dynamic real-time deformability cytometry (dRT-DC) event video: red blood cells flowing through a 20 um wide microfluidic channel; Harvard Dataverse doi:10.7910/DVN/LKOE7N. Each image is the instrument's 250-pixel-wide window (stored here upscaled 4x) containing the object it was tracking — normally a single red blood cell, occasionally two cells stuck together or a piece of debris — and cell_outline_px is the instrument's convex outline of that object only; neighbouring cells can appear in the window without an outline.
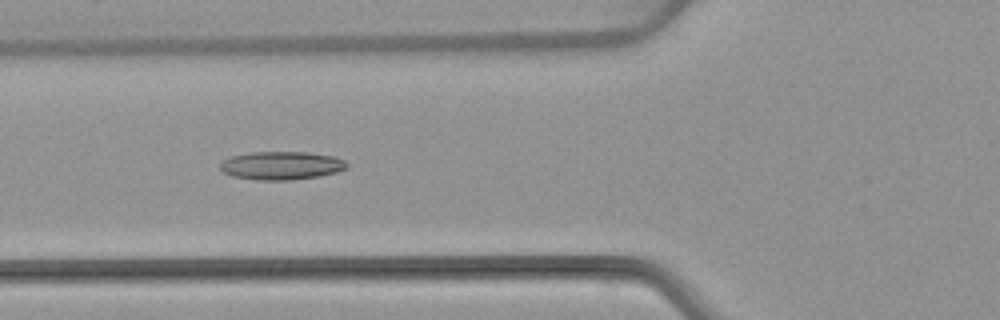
{"species": "common noctule bat (a hibernating species)", "species_latin": "Nyctalus noctula", "temperature_condition": "warm", "stored_images_in_passage": 7, "camera_frame_rate_fps": 3000, "um_per_image_px": 0.085, "animal": {"sex": "female", "body_mass_g": 22.7, "forearm_length_mm": 54.2}, "frame": {"image": 1, "passage_image": 5, "time_ms": 5.667, "image_size_px": [1000, 320], "cell_outline_px": [[348, 168], [336, 172], [320, 176], [292, 180], [260, 180], [232, 176], [224, 172], [220, 168], [220, 164], [224, 160], [232, 156], [252, 152], [308, 152], [332, 156], [344, 160], [348, 164]], "centroid_in_image_um": [23.95, 14.07], "position_along_channel_um": 101.9, "area_um2": 20.81}}
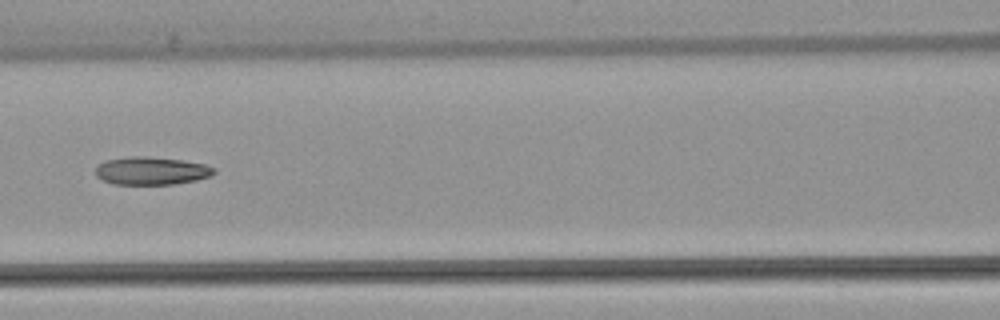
{"frame": {"image": 2, "passage_image": 6, "time_ms": 7.0, "image_size_px": [1000, 320], "cell_outline_px": [[216, 172], [212, 176], [196, 180], [172, 184], [112, 184], [96, 176], [96, 164], [104, 160], [132, 156], [144, 156], [180, 160], [204, 164], [216, 168]], "centroid_in_image_um": [12.86, 14.52], "position_along_channel_um": 153.7, "area_um2": 19.31}}
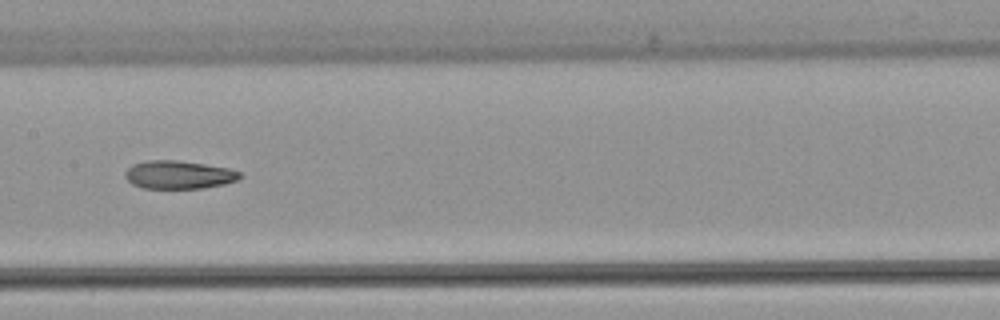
{"frame": {"image": 3, "passage_image": 7, "time_ms": 8.0, "image_size_px": [1000, 320], "cell_outline_px": [[244, 176], [236, 180], [224, 184], [204, 188], [144, 188], [132, 184], [124, 176], [124, 172], [132, 164], [148, 160], [176, 160], [204, 164], [228, 168], [240, 172]], "centroid_in_image_um": [15.18, 14.85], "position_along_channel_um": 192.2, "area_um2": 18.84}}